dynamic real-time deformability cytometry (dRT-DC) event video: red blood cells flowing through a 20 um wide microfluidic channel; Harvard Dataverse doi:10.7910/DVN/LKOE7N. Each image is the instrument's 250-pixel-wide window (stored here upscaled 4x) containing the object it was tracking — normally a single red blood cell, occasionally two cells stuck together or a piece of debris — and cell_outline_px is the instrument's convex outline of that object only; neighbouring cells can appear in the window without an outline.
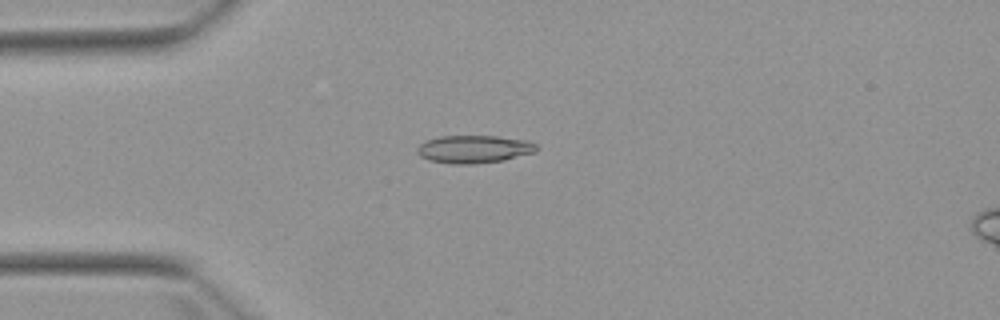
{"species": "Egyptian fruit bat (a non-hibernating species)", "species_latin": "Rousettus aegyptiacus", "temperature_condition": "warm", "stored_images_in_passage": 5, "camera_frame_rate_fps": 3000, "um_per_image_px": 0.085, "animal": {"sex": "female"}, "frame": {"image": 1, "passage_image": 3, "time_ms": 2.333, "image_size_px": [1000, 320], "cell_outline_px": [[536, 152], [504, 160], [468, 164], [452, 164], [428, 160], [420, 156], [416, 152], [416, 148], [420, 144], [428, 140], [440, 136], [496, 136], [528, 140], [536, 144]], "centroid_in_image_um": [40.28, 12.68], "position_along_channel_um": 44.7, "area_um2": 19.31}}
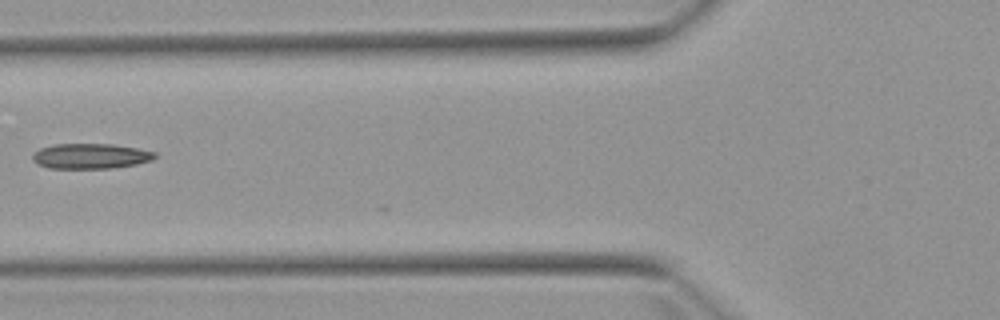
{"frame": {"image": 2, "passage_image": 5, "time_ms": 4.667, "image_size_px": [1000, 320], "cell_outline_px": [[156, 156], [152, 160], [136, 164], [112, 168], [48, 168], [36, 164], [32, 160], [32, 152], [40, 148], [56, 144], [112, 144], [136, 148], [156, 152]], "centroid_in_image_um": [7.66, 13.27], "position_along_channel_um": 118.1, "area_um2": 18.03}}